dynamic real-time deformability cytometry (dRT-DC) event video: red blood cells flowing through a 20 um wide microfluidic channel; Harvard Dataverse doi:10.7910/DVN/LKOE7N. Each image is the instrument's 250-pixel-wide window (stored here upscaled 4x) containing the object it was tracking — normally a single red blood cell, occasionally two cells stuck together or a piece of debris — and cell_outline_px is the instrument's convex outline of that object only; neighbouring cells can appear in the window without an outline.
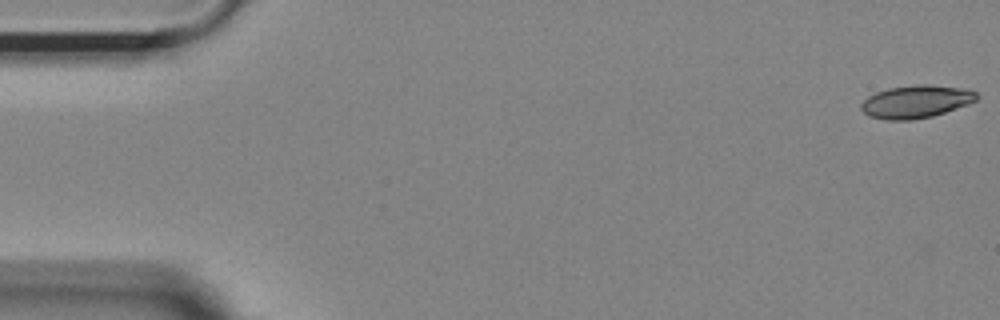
{"species": "Egyptian fruit bat (a non-hibernating species)", "species_latin": "Rousettus aegyptiacus", "temperature_condition": "room temperature", "stored_images_in_passage": 54, "camera_frame_rate_fps": 3000, "um_per_image_px": 0.085, "animal": {"sex": "female"}, "frame": {"image": 1, "passage_image": 1, "time_ms": 0.0, "image_size_px": [1000, 320], "cell_outline_px": [[976, 100], [968, 104], [932, 116], [912, 120], [888, 120], [868, 116], [860, 108], [860, 104], [868, 96], [876, 92], [888, 88], [916, 84], [928, 84], [964, 88], [976, 92]], "centroid_in_image_um": [77.82, 8.63], "position_along_channel_um": 7.2, "area_um2": 22.02}}
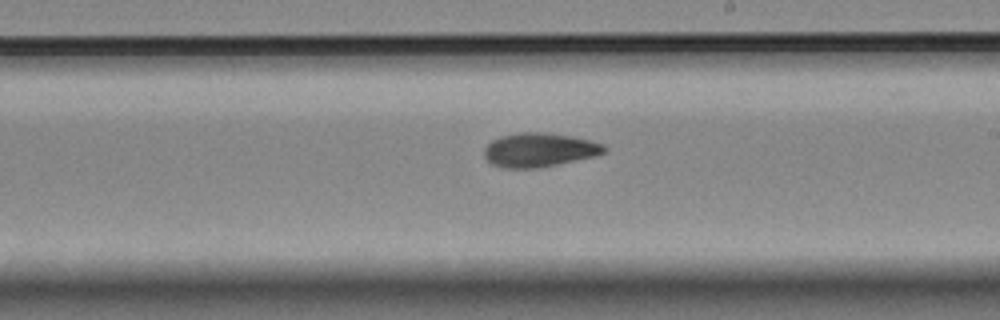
{"frame": {"image": 2, "passage_image": 31, "time_ms": 10.0, "image_size_px": [1000, 320], "cell_outline_px": [[608, 152], [592, 156], [540, 168], [500, 168], [492, 164], [484, 156], [484, 148], [492, 140], [500, 136], [520, 132], [544, 132], [572, 136], [604, 144], [608, 148]], "centroid_in_image_um": [45.83, 12.74], "position_along_channel_um": 243.2, "area_um2": 23.81}}
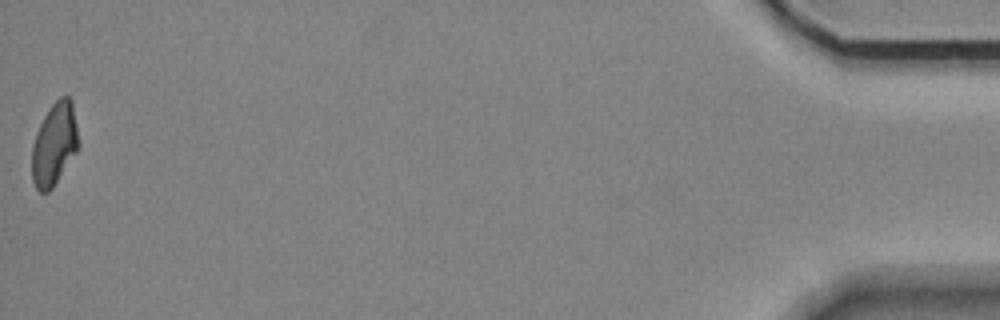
{"frame": {"image": 3, "passage_image": 54, "time_ms": 17.667, "image_size_px": [1000, 320], "cell_outline_px": [[80, 148], [52, 188], [48, 192], [40, 192], [36, 188], [32, 180], [32, 144], [36, 132], [48, 108], [60, 96], [68, 96], [72, 100], [80, 144]], "centroid_in_image_um": [4.64, 12.25], "position_along_channel_um": 430.6, "area_um2": 22.72}, "authors_computed_cell_mechanics": {"area_um2": 23.1489, "velocity_mm_per_s": 3.6879, "shape_relaxation_time_tau1_ms": 10.0956, "shape_relaxation_time_tau2_ms": 5.2314, "deformation_change_tau1": 0.1943, "deformation_change_tau2": 0.1171}}